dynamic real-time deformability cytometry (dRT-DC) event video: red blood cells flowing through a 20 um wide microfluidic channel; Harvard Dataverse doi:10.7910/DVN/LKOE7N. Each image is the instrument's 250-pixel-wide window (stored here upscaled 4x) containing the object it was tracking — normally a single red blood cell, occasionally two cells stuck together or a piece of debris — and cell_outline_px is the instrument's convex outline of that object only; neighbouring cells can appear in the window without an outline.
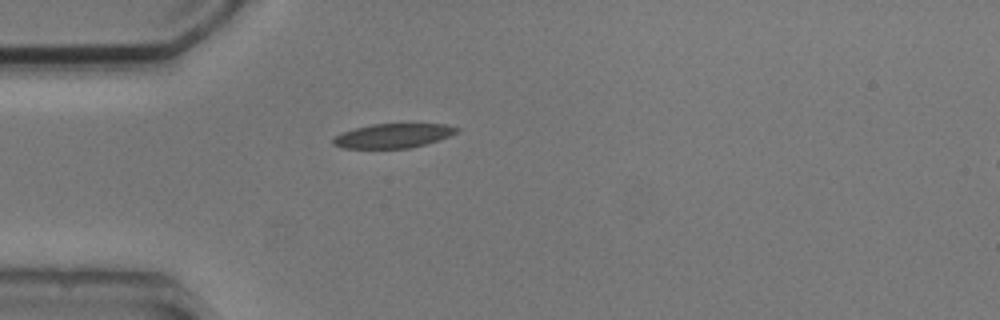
{"species": "common noctule bat (a hibernating species)", "species_latin": "Nyctalus noctula", "temperature_condition": "cold", "stored_images_in_passage": 1, "camera_frame_rate_fps": 3000, "um_per_image_px": 0.085, "animal": {"sex": "male", "body_mass_g": 20.5, "forearm_length_mm": 52.5}, "frame": {"image": 1, "passage_image": 1, "time_ms": 0.0, "image_size_px": [1000, 320], "cell_outline_px": [[460, 132], [440, 140], [408, 148], [344, 148], [332, 144], [332, 140], [340, 132], [372, 124], [448, 124], [460, 128]], "centroid_in_image_um": [33.45, 11.53], "position_along_channel_um": 51.5, "area_um2": 17.57}}